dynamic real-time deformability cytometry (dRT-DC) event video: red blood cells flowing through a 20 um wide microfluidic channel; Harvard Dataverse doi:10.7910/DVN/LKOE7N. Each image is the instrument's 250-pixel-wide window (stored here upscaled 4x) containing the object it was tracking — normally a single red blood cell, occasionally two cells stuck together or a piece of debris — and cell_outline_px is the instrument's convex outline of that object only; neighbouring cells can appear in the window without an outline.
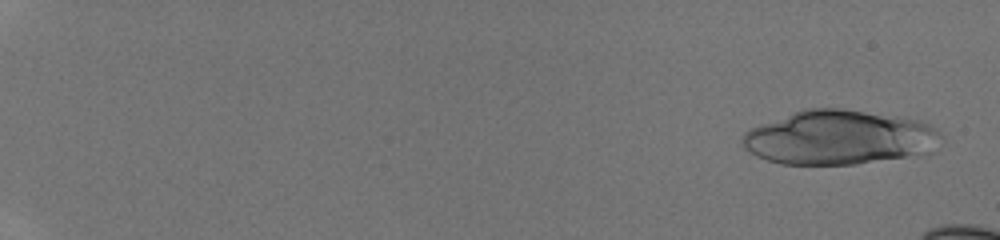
{"species": "human", "species_latin": "Homo sapiens", "temperature_condition": "room temperature", "stored_images_in_passage": 17, "camera_frame_rate_fps": 3000, "um_per_image_px": 0.085, "donor": {"sex": "male"}, "frame": {"image": 1, "passage_image": 3, "time_ms": 0.667, "image_size_px": [1000, 240], "cell_outline_px": [[936, 132], [932, 152], [924, 156], [856, 164], [780, 164], [756, 156], [744, 148], [740, 140], [744, 132], [748, 128], [804, 108], [844, 108], [900, 116], [920, 120], [936, 128]], "centroid_in_image_um": [71.29, 11.69], "position_along_channel_um": 13.7, "area_um2": 63.41}}